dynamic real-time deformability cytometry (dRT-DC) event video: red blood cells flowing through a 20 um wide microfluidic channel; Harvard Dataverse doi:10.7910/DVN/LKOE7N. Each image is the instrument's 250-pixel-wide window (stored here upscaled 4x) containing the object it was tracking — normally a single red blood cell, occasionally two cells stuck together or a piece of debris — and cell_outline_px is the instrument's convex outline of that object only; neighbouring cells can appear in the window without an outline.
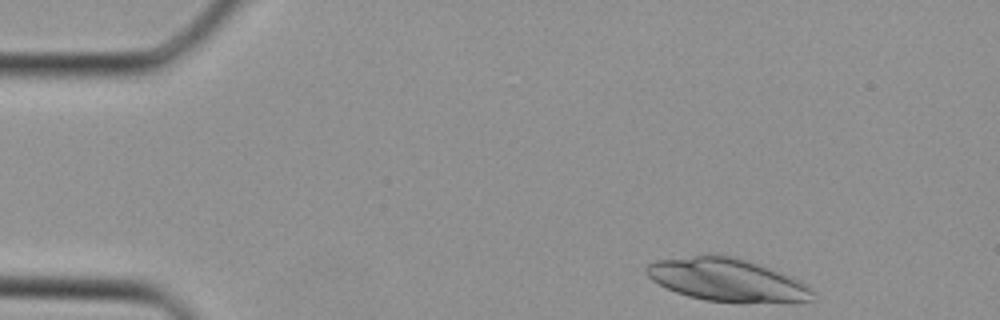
{"species": "Egyptian fruit bat (a non-hibernating species)", "species_latin": "Rousettus aegyptiacus", "temperature_condition": "cold", "stored_images_in_passage": 12, "camera_frame_rate_fps": 3000, "um_per_image_px": 0.085, "animal": {"sex": "female"}, "frame": {"image": 1, "passage_image": 1, "time_ms": 0.0, "image_size_px": [1000, 320], "cell_outline_px": [[812, 300], [704, 300], [688, 296], [676, 292], [652, 280], [644, 272], [644, 268], [648, 264], [656, 260], [692, 256], [736, 256], [780, 272], [808, 284], [812, 288]], "centroid_in_image_um": [61.71, 23.75], "position_along_channel_um": 23.3, "area_um2": 39.82}}